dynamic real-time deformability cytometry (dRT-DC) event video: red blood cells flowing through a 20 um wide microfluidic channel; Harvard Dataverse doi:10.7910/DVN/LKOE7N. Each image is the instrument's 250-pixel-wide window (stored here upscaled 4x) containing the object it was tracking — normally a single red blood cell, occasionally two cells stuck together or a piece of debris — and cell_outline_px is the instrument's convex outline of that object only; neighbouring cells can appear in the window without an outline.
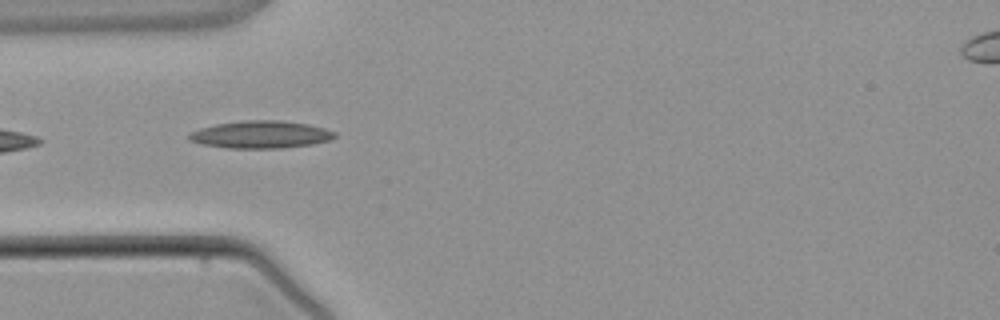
{"species": "common noctule bat (a hibernating species)", "species_latin": "Nyctalus noctula", "temperature_condition": "warm", "stored_images_in_passage": 4, "camera_frame_rate_fps": 3000, "um_per_image_px": 0.085, "animal": {"sex": "male", "body_mass_g": 21.5, "forearm_length_mm": 52.0}, "frame": {"image": 1, "passage_image": 3, "time_ms": 2.667, "image_size_px": [1000, 320], "cell_outline_px": [[336, 136], [328, 140], [312, 144], [280, 148], [228, 148], [204, 144], [188, 140], [188, 136], [192, 132], [200, 128], [216, 124], [240, 120], [280, 120], [308, 124], [324, 128], [336, 132]], "centroid_in_image_um": [22.16, 11.43], "position_along_channel_um": 62.8, "area_um2": 23.18}}